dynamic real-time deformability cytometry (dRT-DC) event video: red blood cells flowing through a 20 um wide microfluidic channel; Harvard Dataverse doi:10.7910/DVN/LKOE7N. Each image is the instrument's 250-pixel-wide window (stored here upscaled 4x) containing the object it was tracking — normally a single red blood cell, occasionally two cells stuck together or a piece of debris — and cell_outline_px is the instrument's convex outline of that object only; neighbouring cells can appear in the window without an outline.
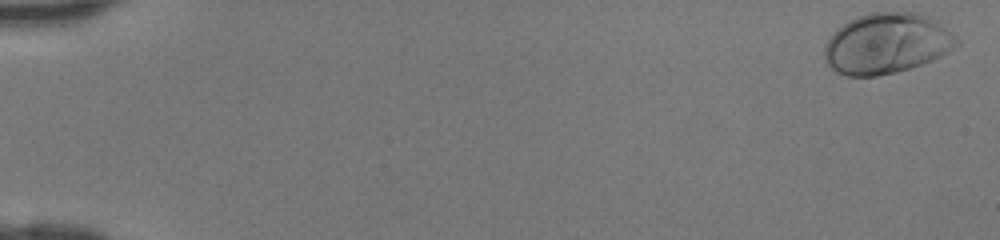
{"species": "human", "species_latin": "Homo sapiens", "temperature_condition": "room temperature", "stored_images_in_passage": 46, "camera_frame_rate_fps": 3000, "um_per_image_px": 0.085, "donor": {"sex": "female"}, "frame": {"image": 1, "passage_image": 1, "time_ms": 0.0, "image_size_px": [1000, 240], "cell_outline_px": [[960, 44], [948, 52], [932, 60], [896, 72], [876, 76], [848, 76], [836, 72], [824, 60], [824, 44], [836, 28], [848, 20], [868, 12], [916, 12], [928, 16], [956, 36], [960, 40]], "centroid_in_image_um": [75.33, 3.69], "position_along_channel_um": 9.7, "area_um2": 46.76}}
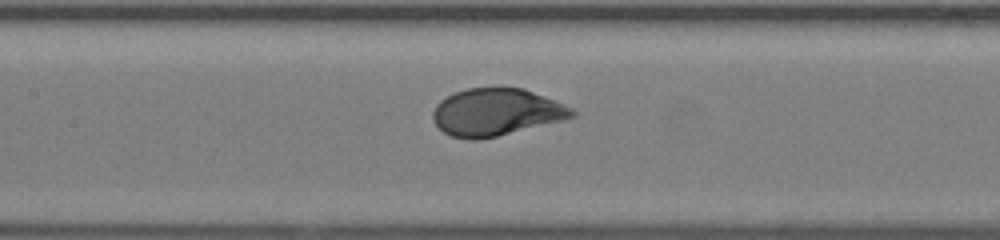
{"frame": {"image": 2, "passage_image": 23, "time_ms": 7.333, "image_size_px": [1000, 240], "cell_outline_px": [[576, 116], [564, 120], [496, 136], [476, 140], [468, 140], [452, 136], [444, 132], [436, 124], [432, 116], [432, 112], [436, 104], [440, 100], [456, 92], [468, 88], [524, 88], [564, 104], [572, 108], [576, 112]], "centroid_in_image_um": [42.18, 9.54], "position_along_channel_um": 165.2, "area_um2": 38.09}}
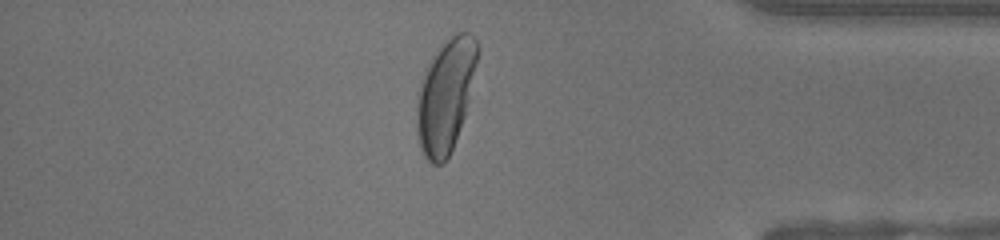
{"frame": {"image": 3, "passage_image": 40, "time_ms": 13.0, "image_size_px": [1000, 240], "cell_outline_px": [[480, 48], [464, 116], [452, 148], [444, 164], [432, 164], [424, 156], [420, 148], [416, 132], [416, 96], [424, 72], [432, 56], [440, 44], [456, 32], [468, 32], [476, 40]], "centroid_in_image_um": [37.84, 8.11], "position_along_channel_um": 397.4, "area_um2": 39.88}}